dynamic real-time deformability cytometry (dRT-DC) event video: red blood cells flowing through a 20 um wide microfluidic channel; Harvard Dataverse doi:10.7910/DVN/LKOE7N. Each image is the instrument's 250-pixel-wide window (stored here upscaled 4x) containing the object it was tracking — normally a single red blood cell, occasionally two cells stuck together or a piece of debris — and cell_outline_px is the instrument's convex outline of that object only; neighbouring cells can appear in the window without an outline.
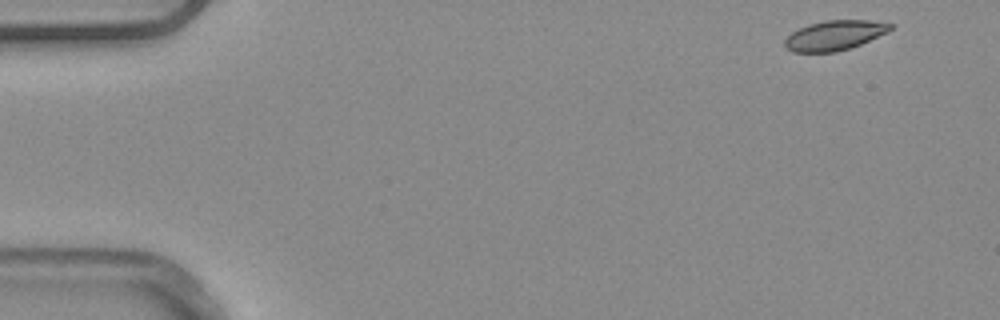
{"species": "common noctule bat (a hibernating species)", "species_latin": "Nyctalus noctula", "temperature_condition": "warm", "stored_images_in_passage": 50, "camera_frame_rate_fps": 3000, "um_per_image_px": 0.085, "animal": {"sex": "male", "body_mass_g": 20.4}, "frame": {"image": 1, "passage_image": 1, "time_ms": 0.0, "image_size_px": [1000, 320], "cell_outline_px": [[896, 24], [888, 32], [860, 44], [836, 52], [792, 52], [784, 48], [784, 40], [792, 32], [808, 24], [824, 20], [872, 20]], "centroid_in_image_um": [70.94, 2.99], "position_along_channel_um": 14.1, "area_um2": 18.44}}
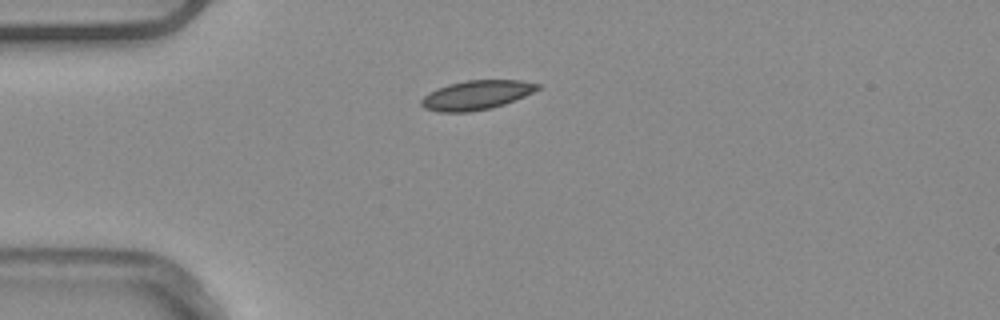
{"frame": {"image": 2, "passage_image": 11, "time_ms": 3.333, "image_size_px": [1000, 320], "cell_outline_px": [[544, 84], [540, 88], [524, 96], [504, 104], [492, 108], [468, 112], [440, 112], [424, 108], [420, 104], [420, 100], [428, 92], [436, 88], [448, 84], [464, 80], [520, 80]], "centroid_in_image_um": [40.49, 8.07], "position_along_channel_um": 44.5, "area_um2": 20.0}}
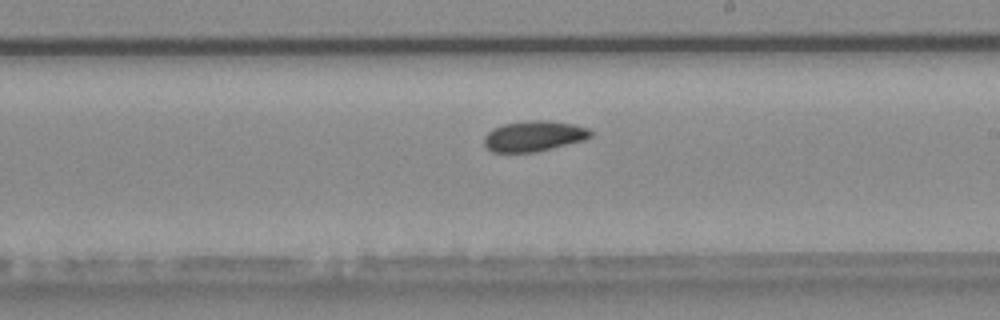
{"frame": {"image": 3, "passage_image": 28, "time_ms": 9.0, "image_size_px": [1000, 320], "cell_outline_px": [[592, 136], [584, 140], [536, 152], [492, 152], [484, 144], [484, 136], [492, 128], [504, 124], [536, 120], [548, 120], [572, 124], [588, 128], [592, 132]], "centroid_in_image_um": [45.38, 11.57], "position_along_channel_um": 243.6, "area_um2": 18.84}}